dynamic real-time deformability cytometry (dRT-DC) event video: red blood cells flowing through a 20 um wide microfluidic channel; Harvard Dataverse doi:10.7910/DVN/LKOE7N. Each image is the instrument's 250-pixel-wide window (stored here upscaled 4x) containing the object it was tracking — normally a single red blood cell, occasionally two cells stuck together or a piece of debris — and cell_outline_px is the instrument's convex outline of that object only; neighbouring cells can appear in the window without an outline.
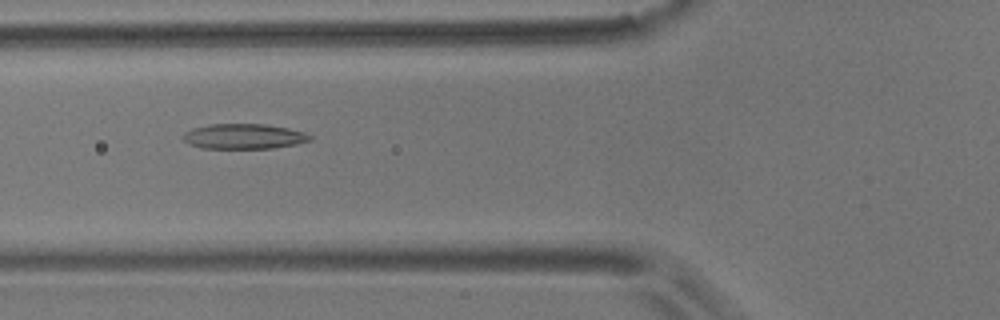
{"species": "common noctule bat (a hibernating species)", "species_latin": "Nyctalus noctula", "temperature_condition": "room temperature", "stored_images_in_passage": 10, "camera_frame_rate_fps": 3000, "um_per_image_px": 0.085, "animal": {"sex": "male", "body_mass_g": 17.9}, "frame": {"image": 1, "passage_image": 4, "time_ms": 1.0, "image_size_px": [1000, 320], "cell_outline_px": [[312, 140], [296, 144], [272, 148], [204, 148], [188, 144], [184, 140], [184, 132], [192, 128], [208, 124], [264, 124], [288, 128], [304, 132], [312, 136]], "centroid_in_image_um": [20.73, 11.59], "position_along_channel_um": 105.1, "area_um2": 18.55}}
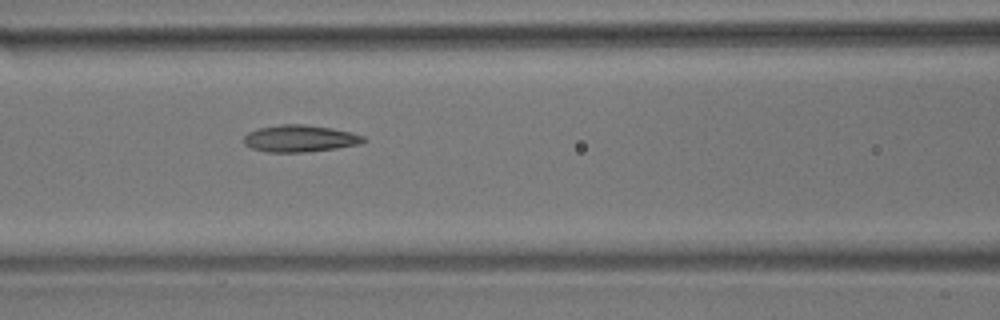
{"frame": {"image": 2, "passage_image": 7, "time_ms": 2.0, "image_size_px": [1000, 320], "cell_outline_px": [[368, 140], [360, 144], [336, 148], [304, 152], [268, 152], [252, 148], [244, 144], [244, 136], [248, 132], [260, 128], [280, 124], [304, 124], [332, 128], [352, 132], [364, 136]], "centroid_in_image_um": [25.52, 11.77], "position_along_channel_um": 141.1, "area_um2": 18.79}}
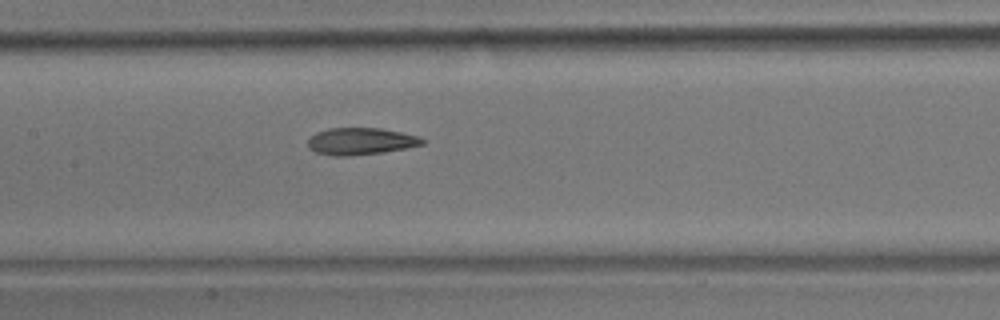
{"frame": {"image": 3, "passage_image": 10, "time_ms": 3.0, "image_size_px": [1000, 320], "cell_outline_px": [[424, 144], [408, 148], [380, 152], [348, 156], [336, 156], [316, 152], [308, 148], [308, 140], [316, 132], [328, 128], [380, 128], [400, 132], [416, 136], [424, 140]], "centroid_in_image_um": [30.63, 12.0], "position_along_channel_um": 176.8, "area_um2": 17.8}}